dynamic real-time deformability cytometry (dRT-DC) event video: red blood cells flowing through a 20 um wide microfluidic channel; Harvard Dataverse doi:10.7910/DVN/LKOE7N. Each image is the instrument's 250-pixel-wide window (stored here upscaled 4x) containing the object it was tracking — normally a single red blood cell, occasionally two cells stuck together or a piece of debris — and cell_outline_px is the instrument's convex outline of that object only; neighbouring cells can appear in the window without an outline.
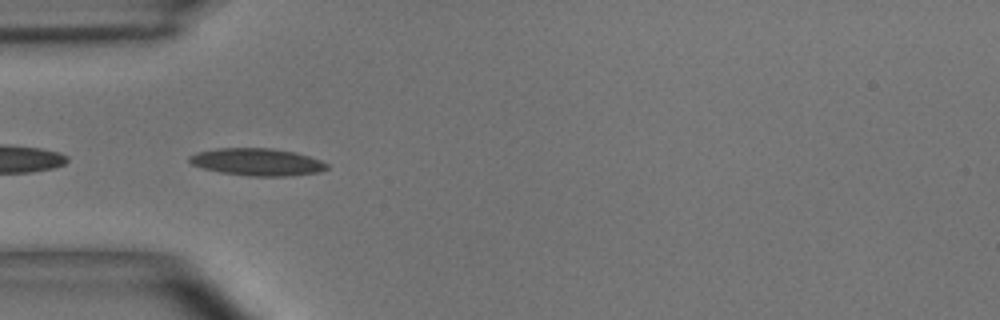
{"species": "common noctule bat (a hibernating species)", "species_latin": "Nyctalus noctula", "temperature_condition": "room temperature", "stored_images_in_passage": 7, "camera_frame_rate_fps": 3000, "um_per_image_px": 0.085, "animal": {"sex": "male", "body_mass_g": 15.6}, "frame": {"image": 1, "passage_image": 4, "time_ms": 1.0, "image_size_px": [1000, 320], "cell_outline_px": [[328, 168], [320, 172], [292, 176], [248, 176], [220, 172], [204, 168], [192, 164], [188, 160], [188, 156], [196, 152], [216, 148], [272, 148], [296, 152], [320, 160], [328, 164]], "centroid_in_image_um": [21.86, 13.77], "position_along_channel_um": 63.1, "area_um2": 22.02}}